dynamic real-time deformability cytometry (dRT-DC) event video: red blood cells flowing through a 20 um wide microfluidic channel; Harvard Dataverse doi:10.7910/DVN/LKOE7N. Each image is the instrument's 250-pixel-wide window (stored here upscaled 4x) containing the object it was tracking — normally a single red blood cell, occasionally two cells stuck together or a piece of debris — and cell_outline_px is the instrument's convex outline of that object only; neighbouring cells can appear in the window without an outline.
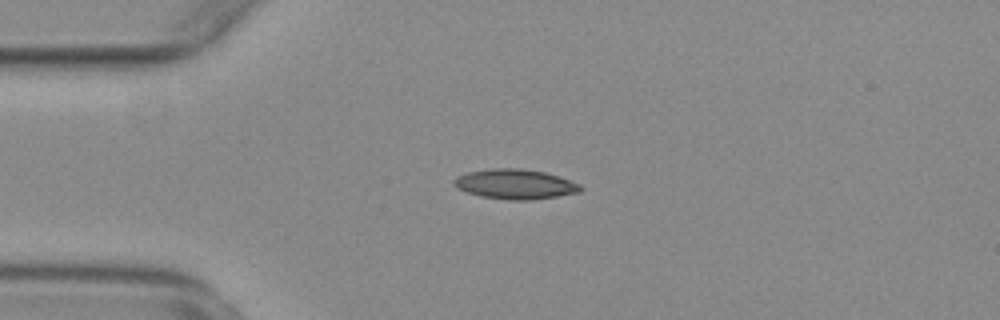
{"species": "common noctule bat (a hibernating species)", "species_latin": "Nyctalus noctula", "temperature_condition": "warm", "stored_images_in_passage": 47, "camera_frame_rate_fps": 3000, "um_per_image_px": 0.085, "animal": {"sex": "female", "body_mass_g": 29.2, "forearm_length_mm": 56.3}, "frame": {"image": 1, "passage_image": 6, "time_ms": 1.667, "image_size_px": [1000, 320], "cell_outline_px": [[584, 188], [580, 192], [532, 200], [508, 200], [480, 196], [456, 188], [452, 184], [452, 180], [456, 176], [468, 172], [492, 168], [520, 168], [544, 172], [580, 184]], "centroid_in_image_um": [43.75, 15.65], "position_along_channel_um": 41.3, "area_um2": 22.02}}
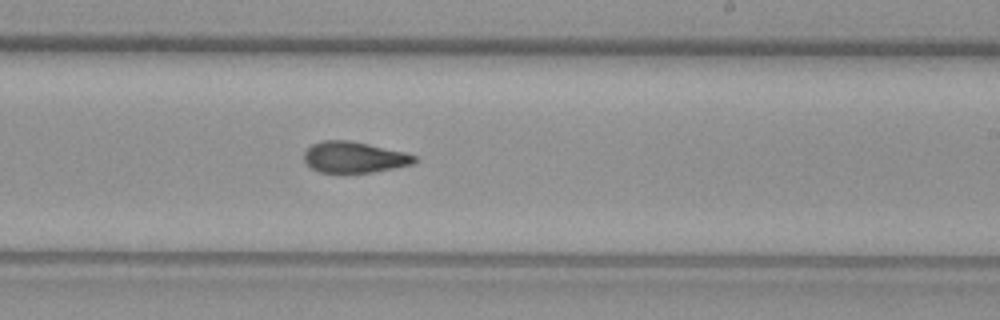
{"frame": {"image": 2, "passage_image": 25, "time_ms": 8.0, "image_size_px": [1000, 320], "cell_outline_px": [[420, 160], [412, 164], [396, 168], [372, 172], [320, 172], [312, 168], [304, 160], [304, 152], [312, 144], [324, 140], [352, 140], [404, 152], [416, 156]], "centroid_in_image_um": [30.13, 13.35], "position_along_channel_um": 258.9, "area_um2": 20.0}}
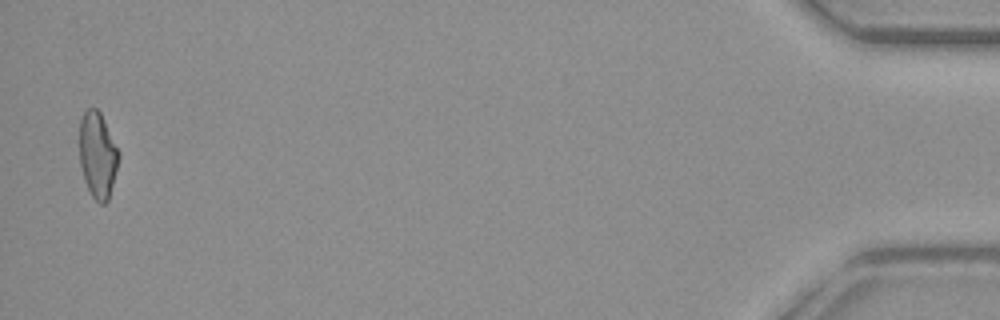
{"frame": {"image": 3, "passage_image": 46, "time_ms": 15.0, "image_size_px": [1000, 320], "cell_outline_px": [[120, 156], [108, 200], [104, 204], [100, 204], [92, 196], [84, 180], [80, 164], [80, 120], [84, 112], [88, 108], [96, 108], [100, 112], [120, 152]], "centroid_in_image_um": [8.3, 13.17], "position_along_channel_um": 426.9, "area_um2": 19.54}, "authors_computed_cell_mechanics": {"area_um2": 20.3456, "velocity_mm_per_s": 3.8108, "shape_relaxation_time_tau1_ms": null, "shape_relaxation_time_tau2_ms": 3.0467, "deformation_change_tau1": null, "deformation_change_tau2": 0.1029}}